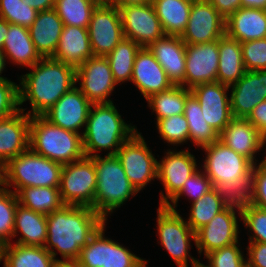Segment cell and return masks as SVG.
<instances>
[{
	"instance_id": "obj_48",
	"label": "cell",
	"mask_w": 266,
	"mask_h": 267,
	"mask_svg": "<svg viewBox=\"0 0 266 267\" xmlns=\"http://www.w3.org/2000/svg\"><path fill=\"white\" fill-rule=\"evenodd\" d=\"M19 107V85L7 78L0 79V120L16 114Z\"/></svg>"
},
{
	"instance_id": "obj_45",
	"label": "cell",
	"mask_w": 266,
	"mask_h": 267,
	"mask_svg": "<svg viewBox=\"0 0 266 267\" xmlns=\"http://www.w3.org/2000/svg\"><path fill=\"white\" fill-rule=\"evenodd\" d=\"M238 242L216 249L206 254L208 265L201 263L200 267H246L247 263Z\"/></svg>"
},
{
	"instance_id": "obj_54",
	"label": "cell",
	"mask_w": 266,
	"mask_h": 267,
	"mask_svg": "<svg viewBox=\"0 0 266 267\" xmlns=\"http://www.w3.org/2000/svg\"><path fill=\"white\" fill-rule=\"evenodd\" d=\"M241 8L266 10V0H241Z\"/></svg>"
},
{
	"instance_id": "obj_31",
	"label": "cell",
	"mask_w": 266,
	"mask_h": 267,
	"mask_svg": "<svg viewBox=\"0 0 266 267\" xmlns=\"http://www.w3.org/2000/svg\"><path fill=\"white\" fill-rule=\"evenodd\" d=\"M2 51L5 59L22 67H32L42 58L35 49L29 30L10 23Z\"/></svg>"
},
{
	"instance_id": "obj_9",
	"label": "cell",
	"mask_w": 266,
	"mask_h": 267,
	"mask_svg": "<svg viewBox=\"0 0 266 267\" xmlns=\"http://www.w3.org/2000/svg\"><path fill=\"white\" fill-rule=\"evenodd\" d=\"M103 225L81 249L74 262L78 267H147V260L131 253L129 249L104 237Z\"/></svg>"
},
{
	"instance_id": "obj_14",
	"label": "cell",
	"mask_w": 266,
	"mask_h": 267,
	"mask_svg": "<svg viewBox=\"0 0 266 267\" xmlns=\"http://www.w3.org/2000/svg\"><path fill=\"white\" fill-rule=\"evenodd\" d=\"M91 104L110 103L107 99L117 83L109 61L103 56H93L76 68V83Z\"/></svg>"
},
{
	"instance_id": "obj_30",
	"label": "cell",
	"mask_w": 266,
	"mask_h": 267,
	"mask_svg": "<svg viewBox=\"0 0 266 267\" xmlns=\"http://www.w3.org/2000/svg\"><path fill=\"white\" fill-rule=\"evenodd\" d=\"M18 232L21 233L22 237L15 243L25 246L44 247L47 240L46 215L34 212L18 203L15 209L13 237H16Z\"/></svg>"
},
{
	"instance_id": "obj_13",
	"label": "cell",
	"mask_w": 266,
	"mask_h": 267,
	"mask_svg": "<svg viewBox=\"0 0 266 267\" xmlns=\"http://www.w3.org/2000/svg\"><path fill=\"white\" fill-rule=\"evenodd\" d=\"M118 8L124 37L133 40L140 47H148L166 35L152 3L127 4Z\"/></svg>"
},
{
	"instance_id": "obj_59",
	"label": "cell",
	"mask_w": 266,
	"mask_h": 267,
	"mask_svg": "<svg viewBox=\"0 0 266 267\" xmlns=\"http://www.w3.org/2000/svg\"><path fill=\"white\" fill-rule=\"evenodd\" d=\"M55 267H78L75 263H69V262H58Z\"/></svg>"
},
{
	"instance_id": "obj_56",
	"label": "cell",
	"mask_w": 266,
	"mask_h": 267,
	"mask_svg": "<svg viewBox=\"0 0 266 267\" xmlns=\"http://www.w3.org/2000/svg\"><path fill=\"white\" fill-rule=\"evenodd\" d=\"M152 3V0H113L111 4L116 5L117 7L127 4H146Z\"/></svg>"
},
{
	"instance_id": "obj_3",
	"label": "cell",
	"mask_w": 266,
	"mask_h": 267,
	"mask_svg": "<svg viewBox=\"0 0 266 267\" xmlns=\"http://www.w3.org/2000/svg\"><path fill=\"white\" fill-rule=\"evenodd\" d=\"M84 130L83 150L87 157L99 155L98 151L103 149L109 150L107 155H116L122 144L137 131L136 126L121 118L113 102L92 104Z\"/></svg>"
},
{
	"instance_id": "obj_1",
	"label": "cell",
	"mask_w": 266,
	"mask_h": 267,
	"mask_svg": "<svg viewBox=\"0 0 266 267\" xmlns=\"http://www.w3.org/2000/svg\"><path fill=\"white\" fill-rule=\"evenodd\" d=\"M47 240L44 247L57 262L74 263L81 249L106 221L91 207L63 205L60 209L46 215ZM63 260L56 258V251Z\"/></svg>"
},
{
	"instance_id": "obj_29",
	"label": "cell",
	"mask_w": 266,
	"mask_h": 267,
	"mask_svg": "<svg viewBox=\"0 0 266 267\" xmlns=\"http://www.w3.org/2000/svg\"><path fill=\"white\" fill-rule=\"evenodd\" d=\"M218 51L217 82L230 87L246 72L241 43L225 34L218 39Z\"/></svg>"
},
{
	"instance_id": "obj_28",
	"label": "cell",
	"mask_w": 266,
	"mask_h": 267,
	"mask_svg": "<svg viewBox=\"0 0 266 267\" xmlns=\"http://www.w3.org/2000/svg\"><path fill=\"white\" fill-rule=\"evenodd\" d=\"M64 24L54 8L37 13L28 29L36 51L41 57H52L58 47Z\"/></svg>"
},
{
	"instance_id": "obj_12",
	"label": "cell",
	"mask_w": 266,
	"mask_h": 267,
	"mask_svg": "<svg viewBox=\"0 0 266 267\" xmlns=\"http://www.w3.org/2000/svg\"><path fill=\"white\" fill-rule=\"evenodd\" d=\"M94 56L106 57L124 38L120 10L111 3H99L88 26Z\"/></svg>"
},
{
	"instance_id": "obj_35",
	"label": "cell",
	"mask_w": 266,
	"mask_h": 267,
	"mask_svg": "<svg viewBox=\"0 0 266 267\" xmlns=\"http://www.w3.org/2000/svg\"><path fill=\"white\" fill-rule=\"evenodd\" d=\"M16 194L21 205L43 215H49L64 205L59 187H25Z\"/></svg>"
},
{
	"instance_id": "obj_38",
	"label": "cell",
	"mask_w": 266,
	"mask_h": 267,
	"mask_svg": "<svg viewBox=\"0 0 266 267\" xmlns=\"http://www.w3.org/2000/svg\"><path fill=\"white\" fill-rule=\"evenodd\" d=\"M253 185L254 166L252 171L243 178H236L232 183H222L216 189L222 202L228 207L236 208L241 218V210L252 201Z\"/></svg>"
},
{
	"instance_id": "obj_33",
	"label": "cell",
	"mask_w": 266,
	"mask_h": 267,
	"mask_svg": "<svg viewBox=\"0 0 266 267\" xmlns=\"http://www.w3.org/2000/svg\"><path fill=\"white\" fill-rule=\"evenodd\" d=\"M4 267H55L58 263L45 247L8 243L2 246Z\"/></svg>"
},
{
	"instance_id": "obj_11",
	"label": "cell",
	"mask_w": 266,
	"mask_h": 267,
	"mask_svg": "<svg viewBox=\"0 0 266 267\" xmlns=\"http://www.w3.org/2000/svg\"><path fill=\"white\" fill-rule=\"evenodd\" d=\"M136 131L118 149L116 156L122 163L131 185L141 191L151 180L157 178V159Z\"/></svg>"
},
{
	"instance_id": "obj_25",
	"label": "cell",
	"mask_w": 266,
	"mask_h": 267,
	"mask_svg": "<svg viewBox=\"0 0 266 267\" xmlns=\"http://www.w3.org/2000/svg\"><path fill=\"white\" fill-rule=\"evenodd\" d=\"M219 140L236 153L249 159L254 165H257L254 154L262 150L261 148L266 144V139L260 132L243 118H233L219 133Z\"/></svg>"
},
{
	"instance_id": "obj_60",
	"label": "cell",
	"mask_w": 266,
	"mask_h": 267,
	"mask_svg": "<svg viewBox=\"0 0 266 267\" xmlns=\"http://www.w3.org/2000/svg\"><path fill=\"white\" fill-rule=\"evenodd\" d=\"M259 165H260L264 170H266V156H265V159L262 160V161L259 163Z\"/></svg>"
},
{
	"instance_id": "obj_43",
	"label": "cell",
	"mask_w": 266,
	"mask_h": 267,
	"mask_svg": "<svg viewBox=\"0 0 266 267\" xmlns=\"http://www.w3.org/2000/svg\"><path fill=\"white\" fill-rule=\"evenodd\" d=\"M158 133L171 145L183 144L189 140L188 121L184 114L173 115L156 121Z\"/></svg>"
},
{
	"instance_id": "obj_16",
	"label": "cell",
	"mask_w": 266,
	"mask_h": 267,
	"mask_svg": "<svg viewBox=\"0 0 266 267\" xmlns=\"http://www.w3.org/2000/svg\"><path fill=\"white\" fill-rule=\"evenodd\" d=\"M195 156L188 150L166 152L157 162V179L162 182L166 195L160 193V206H165L182 188L184 182L196 172Z\"/></svg>"
},
{
	"instance_id": "obj_44",
	"label": "cell",
	"mask_w": 266,
	"mask_h": 267,
	"mask_svg": "<svg viewBox=\"0 0 266 267\" xmlns=\"http://www.w3.org/2000/svg\"><path fill=\"white\" fill-rule=\"evenodd\" d=\"M213 188L211 180L202 171L197 170L183 184L181 190L169 201L165 207L177 212V202L184 194L192 199V203ZM173 203V205L171 204Z\"/></svg>"
},
{
	"instance_id": "obj_20",
	"label": "cell",
	"mask_w": 266,
	"mask_h": 267,
	"mask_svg": "<svg viewBox=\"0 0 266 267\" xmlns=\"http://www.w3.org/2000/svg\"><path fill=\"white\" fill-rule=\"evenodd\" d=\"M92 104L77 86L66 92L42 116L53 125L79 133L85 127Z\"/></svg>"
},
{
	"instance_id": "obj_10",
	"label": "cell",
	"mask_w": 266,
	"mask_h": 267,
	"mask_svg": "<svg viewBox=\"0 0 266 267\" xmlns=\"http://www.w3.org/2000/svg\"><path fill=\"white\" fill-rule=\"evenodd\" d=\"M203 149L206 153L203 172L215 188L222 183H232L236 178H243L253 169L254 164L249 159L236 153L219 139Z\"/></svg>"
},
{
	"instance_id": "obj_7",
	"label": "cell",
	"mask_w": 266,
	"mask_h": 267,
	"mask_svg": "<svg viewBox=\"0 0 266 267\" xmlns=\"http://www.w3.org/2000/svg\"><path fill=\"white\" fill-rule=\"evenodd\" d=\"M158 238L178 267H188V257L192 267H200L201 262L189 255L191 239L196 243V234L180 213L159 206L157 209Z\"/></svg>"
},
{
	"instance_id": "obj_58",
	"label": "cell",
	"mask_w": 266,
	"mask_h": 267,
	"mask_svg": "<svg viewBox=\"0 0 266 267\" xmlns=\"http://www.w3.org/2000/svg\"><path fill=\"white\" fill-rule=\"evenodd\" d=\"M5 62H6V59H5V56L3 54V51L0 50V79L6 78V77L1 76L4 68L6 67V63Z\"/></svg>"
},
{
	"instance_id": "obj_37",
	"label": "cell",
	"mask_w": 266,
	"mask_h": 267,
	"mask_svg": "<svg viewBox=\"0 0 266 267\" xmlns=\"http://www.w3.org/2000/svg\"><path fill=\"white\" fill-rule=\"evenodd\" d=\"M140 48L133 40L124 37L106 56L117 84L131 81L135 56Z\"/></svg>"
},
{
	"instance_id": "obj_53",
	"label": "cell",
	"mask_w": 266,
	"mask_h": 267,
	"mask_svg": "<svg viewBox=\"0 0 266 267\" xmlns=\"http://www.w3.org/2000/svg\"><path fill=\"white\" fill-rule=\"evenodd\" d=\"M26 5L34 8L37 12L54 8L55 0H23Z\"/></svg>"
},
{
	"instance_id": "obj_21",
	"label": "cell",
	"mask_w": 266,
	"mask_h": 267,
	"mask_svg": "<svg viewBox=\"0 0 266 267\" xmlns=\"http://www.w3.org/2000/svg\"><path fill=\"white\" fill-rule=\"evenodd\" d=\"M229 89L233 118L247 119L260 102L266 101V70L246 71Z\"/></svg>"
},
{
	"instance_id": "obj_6",
	"label": "cell",
	"mask_w": 266,
	"mask_h": 267,
	"mask_svg": "<svg viewBox=\"0 0 266 267\" xmlns=\"http://www.w3.org/2000/svg\"><path fill=\"white\" fill-rule=\"evenodd\" d=\"M62 168L29 148L5 165V187H14L15 193L25 187H59Z\"/></svg>"
},
{
	"instance_id": "obj_24",
	"label": "cell",
	"mask_w": 266,
	"mask_h": 267,
	"mask_svg": "<svg viewBox=\"0 0 266 267\" xmlns=\"http://www.w3.org/2000/svg\"><path fill=\"white\" fill-rule=\"evenodd\" d=\"M20 108L16 114L0 120V162L6 165L12 158L29 149L30 116Z\"/></svg>"
},
{
	"instance_id": "obj_49",
	"label": "cell",
	"mask_w": 266,
	"mask_h": 267,
	"mask_svg": "<svg viewBox=\"0 0 266 267\" xmlns=\"http://www.w3.org/2000/svg\"><path fill=\"white\" fill-rule=\"evenodd\" d=\"M254 165L253 195L250 204L266 209V170Z\"/></svg>"
},
{
	"instance_id": "obj_4",
	"label": "cell",
	"mask_w": 266,
	"mask_h": 267,
	"mask_svg": "<svg viewBox=\"0 0 266 267\" xmlns=\"http://www.w3.org/2000/svg\"><path fill=\"white\" fill-rule=\"evenodd\" d=\"M29 148L61 164L85 156L81 134L53 125L43 116L30 117Z\"/></svg>"
},
{
	"instance_id": "obj_17",
	"label": "cell",
	"mask_w": 266,
	"mask_h": 267,
	"mask_svg": "<svg viewBox=\"0 0 266 267\" xmlns=\"http://www.w3.org/2000/svg\"><path fill=\"white\" fill-rule=\"evenodd\" d=\"M234 207L226 206L206 225L195 232L198 253L204 256L213 250L238 242V220Z\"/></svg>"
},
{
	"instance_id": "obj_23",
	"label": "cell",
	"mask_w": 266,
	"mask_h": 267,
	"mask_svg": "<svg viewBox=\"0 0 266 267\" xmlns=\"http://www.w3.org/2000/svg\"><path fill=\"white\" fill-rule=\"evenodd\" d=\"M147 48L162 66L173 86L184 87L186 44L181 37L165 35Z\"/></svg>"
},
{
	"instance_id": "obj_41",
	"label": "cell",
	"mask_w": 266,
	"mask_h": 267,
	"mask_svg": "<svg viewBox=\"0 0 266 267\" xmlns=\"http://www.w3.org/2000/svg\"><path fill=\"white\" fill-rule=\"evenodd\" d=\"M14 190H0V245L11 243L14 234L15 209L18 204Z\"/></svg>"
},
{
	"instance_id": "obj_62",
	"label": "cell",
	"mask_w": 266,
	"mask_h": 267,
	"mask_svg": "<svg viewBox=\"0 0 266 267\" xmlns=\"http://www.w3.org/2000/svg\"><path fill=\"white\" fill-rule=\"evenodd\" d=\"M2 261V246L0 245V262Z\"/></svg>"
},
{
	"instance_id": "obj_15",
	"label": "cell",
	"mask_w": 266,
	"mask_h": 267,
	"mask_svg": "<svg viewBox=\"0 0 266 267\" xmlns=\"http://www.w3.org/2000/svg\"><path fill=\"white\" fill-rule=\"evenodd\" d=\"M225 21L207 0H193L181 39L185 44L214 42L225 35Z\"/></svg>"
},
{
	"instance_id": "obj_46",
	"label": "cell",
	"mask_w": 266,
	"mask_h": 267,
	"mask_svg": "<svg viewBox=\"0 0 266 267\" xmlns=\"http://www.w3.org/2000/svg\"><path fill=\"white\" fill-rule=\"evenodd\" d=\"M241 219L253 232L249 242L266 243V209L250 204L241 210Z\"/></svg>"
},
{
	"instance_id": "obj_27",
	"label": "cell",
	"mask_w": 266,
	"mask_h": 267,
	"mask_svg": "<svg viewBox=\"0 0 266 267\" xmlns=\"http://www.w3.org/2000/svg\"><path fill=\"white\" fill-rule=\"evenodd\" d=\"M93 56L88 28L64 25L52 58L77 68Z\"/></svg>"
},
{
	"instance_id": "obj_26",
	"label": "cell",
	"mask_w": 266,
	"mask_h": 267,
	"mask_svg": "<svg viewBox=\"0 0 266 267\" xmlns=\"http://www.w3.org/2000/svg\"><path fill=\"white\" fill-rule=\"evenodd\" d=\"M225 34L240 43L266 38V10L239 8L226 19Z\"/></svg>"
},
{
	"instance_id": "obj_34",
	"label": "cell",
	"mask_w": 266,
	"mask_h": 267,
	"mask_svg": "<svg viewBox=\"0 0 266 267\" xmlns=\"http://www.w3.org/2000/svg\"><path fill=\"white\" fill-rule=\"evenodd\" d=\"M184 116L188 121L189 140L196 146L203 148L219 139V134L205 121L200 103L192 92L186 97Z\"/></svg>"
},
{
	"instance_id": "obj_61",
	"label": "cell",
	"mask_w": 266,
	"mask_h": 267,
	"mask_svg": "<svg viewBox=\"0 0 266 267\" xmlns=\"http://www.w3.org/2000/svg\"><path fill=\"white\" fill-rule=\"evenodd\" d=\"M99 3H111L113 0H96Z\"/></svg>"
},
{
	"instance_id": "obj_2",
	"label": "cell",
	"mask_w": 266,
	"mask_h": 267,
	"mask_svg": "<svg viewBox=\"0 0 266 267\" xmlns=\"http://www.w3.org/2000/svg\"><path fill=\"white\" fill-rule=\"evenodd\" d=\"M31 72L21 75L19 105L30 101V117L42 116L66 92L76 85V68L52 57H42L30 67Z\"/></svg>"
},
{
	"instance_id": "obj_47",
	"label": "cell",
	"mask_w": 266,
	"mask_h": 267,
	"mask_svg": "<svg viewBox=\"0 0 266 267\" xmlns=\"http://www.w3.org/2000/svg\"><path fill=\"white\" fill-rule=\"evenodd\" d=\"M246 71L266 70V38L241 43Z\"/></svg>"
},
{
	"instance_id": "obj_40",
	"label": "cell",
	"mask_w": 266,
	"mask_h": 267,
	"mask_svg": "<svg viewBox=\"0 0 266 267\" xmlns=\"http://www.w3.org/2000/svg\"><path fill=\"white\" fill-rule=\"evenodd\" d=\"M191 206L190 216L186 222L194 232L208 224L217 213L226 207L215 187L194 201Z\"/></svg>"
},
{
	"instance_id": "obj_8",
	"label": "cell",
	"mask_w": 266,
	"mask_h": 267,
	"mask_svg": "<svg viewBox=\"0 0 266 267\" xmlns=\"http://www.w3.org/2000/svg\"><path fill=\"white\" fill-rule=\"evenodd\" d=\"M96 169L92 157L63 164L60 197L64 205L92 207L96 192Z\"/></svg>"
},
{
	"instance_id": "obj_36",
	"label": "cell",
	"mask_w": 266,
	"mask_h": 267,
	"mask_svg": "<svg viewBox=\"0 0 266 267\" xmlns=\"http://www.w3.org/2000/svg\"><path fill=\"white\" fill-rule=\"evenodd\" d=\"M191 89L183 86H172L169 90L151 95L146 101L156 114V120L173 115L184 114L186 97Z\"/></svg>"
},
{
	"instance_id": "obj_50",
	"label": "cell",
	"mask_w": 266,
	"mask_h": 267,
	"mask_svg": "<svg viewBox=\"0 0 266 267\" xmlns=\"http://www.w3.org/2000/svg\"><path fill=\"white\" fill-rule=\"evenodd\" d=\"M247 267H266V243L249 242Z\"/></svg>"
},
{
	"instance_id": "obj_18",
	"label": "cell",
	"mask_w": 266,
	"mask_h": 267,
	"mask_svg": "<svg viewBox=\"0 0 266 267\" xmlns=\"http://www.w3.org/2000/svg\"><path fill=\"white\" fill-rule=\"evenodd\" d=\"M218 40L203 44H186L184 87L217 81Z\"/></svg>"
},
{
	"instance_id": "obj_51",
	"label": "cell",
	"mask_w": 266,
	"mask_h": 267,
	"mask_svg": "<svg viewBox=\"0 0 266 267\" xmlns=\"http://www.w3.org/2000/svg\"><path fill=\"white\" fill-rule=\"evenodd\" d=\"M247 120L266 139V101L260 102L249 115Z\"/></svg>"
},
{
	"instance_id": "obj_57",
	"label": "cell",
	"mask_w": 266,
	"mask_h": 267,
	"mask_svg": "<svg viewBox=\"0 0 266 267\" xmlns=\"http://www.w3.org/2000/svg\"><path fill=\"white\" fill-rule=\"evenodd\" d=\"M5 188V165L0 162V190Z\"/></svg>"
},
{
	"instance_id": "obj_5",
	"label": "cell",
	"mask_w": 266,
	"mask_h": 267,
	"mask_svg": "<svg viewBox=\"0 0 266 267\" xmlns=\"http://www.w3.org/2000/svg\"><path fill=\"white\" fill-rule=\"evenodd\" d=\"M96 169V192L91 207L105 221L108 214L121 207L138 191L128 180L122 163L116 155L92 157Z\"/></svg>"
},
{
	"instance_id": "obj_39",
	"label": "cell",
	"mask_w": 266,
	"mask_h": 267,
	"mask_svg": "<svg viewBox=\"0 0 266 267\" xmlns=\"http://www.w3.org/2000/svg\"><path fill=\"white\" fill-rule=\"evenodd\" d=\"M96 0H55L54 9L64 25L88 28Z\"/></svg>"
},
{
	"instance_id": "obj_22",
	"label": "cell",
	"mask_w": 266,
	"mask_h": 267,
	"mask_svg": "<svg viewBox=\"0 0 266 267\" xmlns=\"http://www.w3.org/2000/svg\"><path fill=\"white\" fill-rule=\"evenodd\" d=\"M131 82L137 86L145 99L173 86L147 47H141L135 56Z\"/></svg>"
},
{
	"instance_id": "obj_42",
	"label": "cell",
	"mask_w": 266,
	"mask_h": 267,
	"mask_svg": "<svg viewBox=\"0 0 266 267\" xmlns=\"http://www.w3.org/2000/svg\"><path fill=\"white\" fill-rule=\"evenodd\" d=\"M37 11L26 5L23 0H0V18L10 24L20 25L27 29L34 23Z\"/></svg>"
},
{
	"instance_id": "obj_19",
	"label": "cell",
	"mask_w": 266,
	"mask_h": 267,
	"mask_svg": "<svg viewBox=\"0 0 266 267\" xmlns=\"http://www.w3.org/2000/svg\"><path fill=\"white\" fill-rule=\"evenodd\" d=\"M229 86L220 82L194 86L191 92L198 99L205 121L219 134L233 119L228 97Z\"/></svg>"
},
{
	"instance_id": "obj_32",
	"label": "cell",
	"mask_w": 266,
	"mask_h": 267,
	"mask_svg": "<svg viewBox=\"0 0 266 267\" xmlns=\"http://www.w3.org/2000/svg\"><path fill=\"white\" fill-rule=\"evenodd\" d=\"M193 0H152L164 33L182 36L186 30Z\"/></svg>"
},
{
	"instance_id": "obj_55",
	"label": "cell",
	"mask_w": 266,
	"mask_h": 267,
	"mask_svg": "<svg viewBox=\"0 0 266 267\" xmlns=\"http://www.w3.org/2000/svg\"><path fill=\"white\" fill-rule=\"evenodd\" d=\"M9 29V22L0 18V50H2Z\"/></svg>"
},
{
	"instance_id": "obj_52",
	"label": "cell",
	"mask_w": 266,
	"mask_h": 267,
	"mask_svg": "<svg viewBox=\"0 0 266 267\" xmlns=\"http://www.w3.org/2000/svg\"><path fill=\"white\" fill-rule=\"evenodd\" d=\"M224 18L227 19L231 14L241 8V0H207Z\"/></svg>"
}]
</instances>
